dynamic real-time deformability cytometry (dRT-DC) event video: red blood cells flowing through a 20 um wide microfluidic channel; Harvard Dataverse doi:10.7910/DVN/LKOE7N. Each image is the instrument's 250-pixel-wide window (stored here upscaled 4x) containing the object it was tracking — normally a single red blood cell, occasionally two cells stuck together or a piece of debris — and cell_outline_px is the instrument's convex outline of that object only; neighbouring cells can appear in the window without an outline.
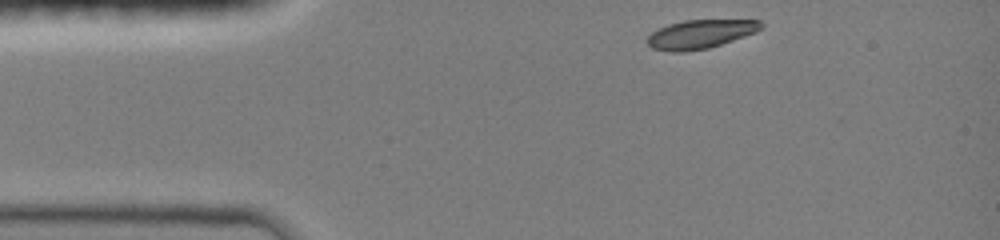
{"species": "common noctule bat (a hibernating species)", "species_latin": "Nyctalus noctula", "temperature_condition": "room temperature", "stored_images_in_passage": 36, "camera_frame_rate_fps": 3000, "um_per_image_px": 0.085, "animal": {"sex": "female", "body_mass_g": 19.0, "forearm_length_mm": 51.5}, "frame": {"image": 1, "passage_image": 1, "time_ms": 0.0, "image_size_px": [1000, 240], "cell_outline_px": [[764, 28], [756, 32], [708, 48], [684, 52], [672, 52], [652, 48], [648, 44], [648, 36], [656, 28], [668, 24], [684, 20], [760, 20], [764, 24]], "centroid_in_image_um": [59.53, 2.89], "position_along_channel_um": 25.5, "area_um2": 19.07}}
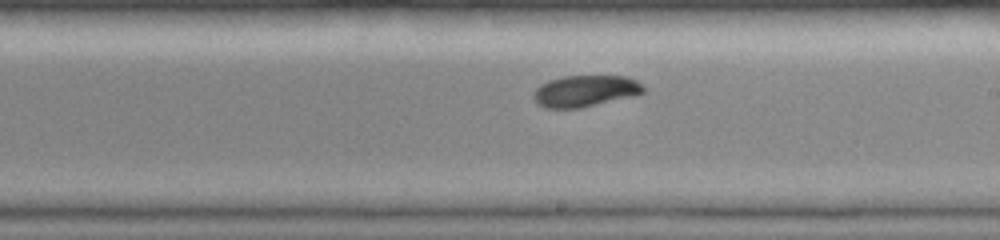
{"frame": {"image": 2, "passage_image": 21, "time_ms": 6.667, "image_size_px": [1000, 240], "cell_outline_px": [[644, 92], [636, 96], [580, 108], [544, 108], [536, 104], [532, 96], [532, 92], [540, 84], [548, 80], [564, 76], [628, 76], [636, 80], [644, 88]], "centroid_in_image_um": [49.71, 7.74], "position_along_channel_um": 239.3, "area_um2": 20.46}}
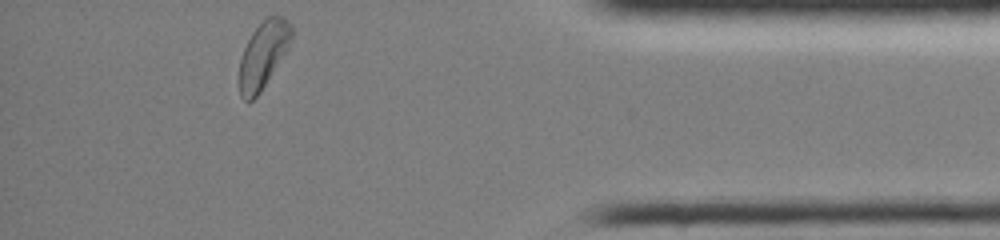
{"frame": {"image": 3, "passage_image": 36, "time_ms": 11.667, "image_size_px": [1000, 240], "cell_outline_px": [[292, 36], [284, 52], [260, 92], [248, 104], [240, 96], [236, 80], [240, 60], [244, 48], [252, 32], [268, 16], [284, 16], [288, 20], [292, 28]], "centroid_in_image_um": [22.3, 4.7], "position_along_channel_um": 412.9, "area_um2": 20.11}, "authors_computed_cell_mechanics": {"area_um2": 20.1433, "velocity_mm_per_s": 3.9911, "shape_relaxation_time_tau1_ms": 2.3382, "shape_relaxation_time_tau2_ms": null, "deformation_change_tau1": 0.1289, "deformation_change_tau2": null}}